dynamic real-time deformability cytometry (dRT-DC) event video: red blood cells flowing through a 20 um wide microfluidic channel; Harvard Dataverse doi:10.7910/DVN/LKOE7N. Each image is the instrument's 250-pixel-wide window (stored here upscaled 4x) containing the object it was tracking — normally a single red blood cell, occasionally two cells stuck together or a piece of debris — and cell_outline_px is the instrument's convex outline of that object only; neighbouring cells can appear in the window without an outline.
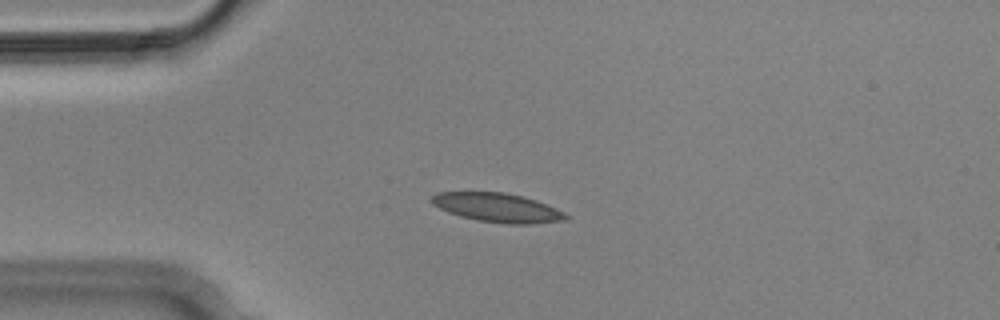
{"species": "Egyptian fruit bat (a non-hibernating species)", "species_latin": "Rousettus aegyptiacus", "temperature_condition": "cold", "stored_images_in_passage": 8, "camera_frame_rate_fps": 3000, "um_per_image_px": 0.085, "animal": {"sex": "male"}, "frame": {"image": 1, "passage_image": 2, "time_ms": 0.333, "image_size_px": [1000, 320], "cell_outline_px": [[568, 220], [532, 224], [508, 224], [476, 220], [460, 216], [448, 212], [432, 204], [428, 200], [436, 192], [504, 192], [524, 196], [536, 200], [556, 208], [564, 212], [568, 216]], "centroid_in_image_um": [42.28, 17.65], "position_along_channel_um": 42.7, "area_um2": 22.89}}
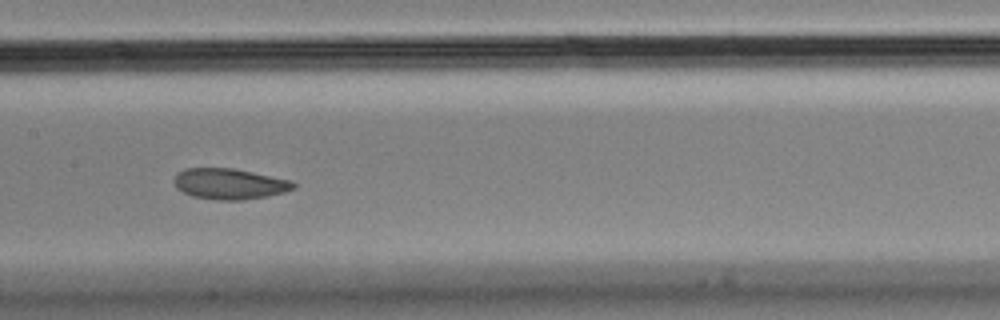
{"frame": {"image": 2, "passage_image": 6, "time_ms": 1.667, "image_size_px": [1000, 320], "cell_outline_px": [[296, 188], [284, 192], [268, 196], [240, 200], [216, 200], [192, 196], [176, 188], [176, 176], [184, 168], [232, 168], [292, 180], [296, 184]], "centroid_in_image_um": [19.55, 15.63], "position_along_channel_um": 187.8, "area_um2": 21.27}}
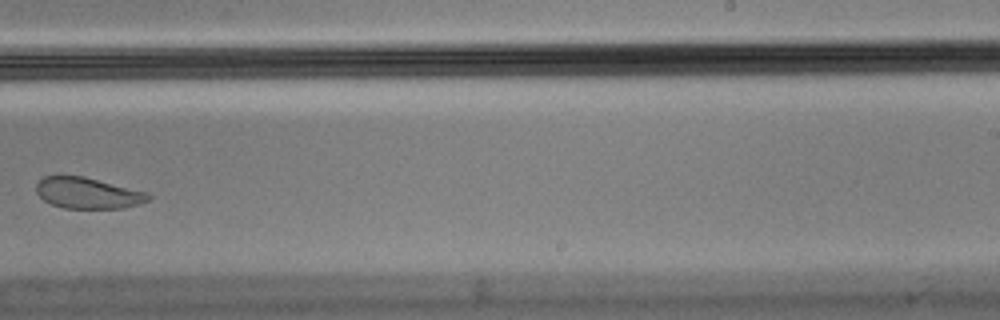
{"frame": {"image": 3, "passage_image": 8, "time_ms": 2.333, "image_size_px": [1000, 320], "cell_outline_px": [[152, 196], [148, 200], [124, 208], [64, 208], [52, 204], [44, 200], [36, 192], [36, 184], [44, 176], [84, 176], [148, 192]], "centroid_in_image_um": [7.46, 16.4], "position_along_channel_um": 281.5, "area_um2": 20.17}}